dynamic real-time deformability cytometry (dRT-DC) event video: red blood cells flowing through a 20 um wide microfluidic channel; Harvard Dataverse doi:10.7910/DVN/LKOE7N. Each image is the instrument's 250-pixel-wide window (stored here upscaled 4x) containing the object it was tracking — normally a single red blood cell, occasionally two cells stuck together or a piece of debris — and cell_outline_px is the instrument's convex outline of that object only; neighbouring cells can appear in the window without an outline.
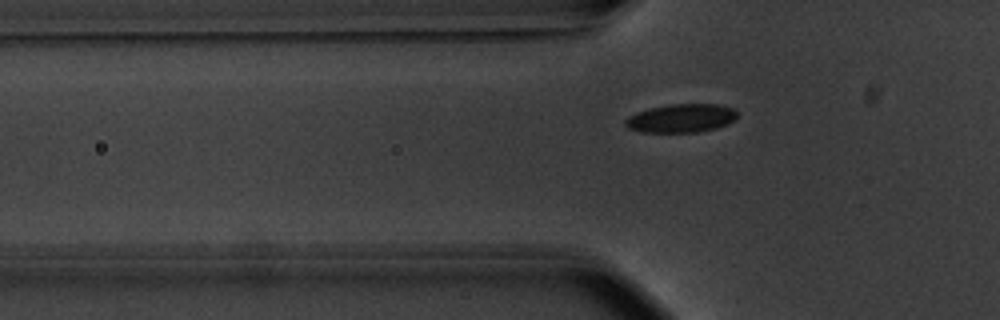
{"species": "common noctule bat (a hibernating species)", "species_latin": "Nyctalus noctula", "temperature_condition": "warm", "stored_images_in_passage": 4, "camera_frame_rate_fps": 3000, "um_per_image_px": 0.085, "animal": {"sex": "male", "body_mass_g": 20.1, "forearm_length_mm": 53.5}, "frame": {"image": 1, "passage_image": 2, "time_ms": 0.333, "image_size_px": [1000, 320], "cell_outline_px": [[736, 116], [728, 124], [716, 128], [700, 132], [640, 132], [628, 128], [624, 124], [624, 120], [628, 116], [636, 112], [652, 108], [672, 104], [720, 104], [732, 108], [736, 112]], "centroid_in_image_um": [57.87, 10.05], "position_along_channel_um": 67.9, "area_um2": 18.55}}